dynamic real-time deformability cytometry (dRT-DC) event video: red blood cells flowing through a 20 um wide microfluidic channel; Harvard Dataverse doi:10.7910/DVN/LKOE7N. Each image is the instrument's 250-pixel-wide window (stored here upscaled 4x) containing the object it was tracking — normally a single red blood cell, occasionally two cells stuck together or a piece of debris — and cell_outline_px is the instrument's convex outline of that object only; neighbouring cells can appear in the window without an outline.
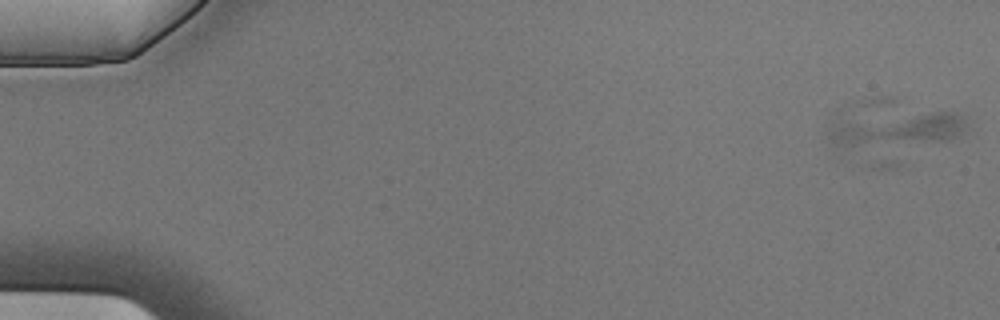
{"species": "Egyptian fruit bat (a non-hibernating species)", "species_latin": "Rousettus aegyptiacus", "temperature_condition": "cold", "stored_images_in_passage": 8, "camera_frame_rate_fps": 3000, "um_per_image_px": 0.085, "animal": {"sex": "male"}, "frame": {"image": 1, "passage_image": 2, "time_ms": 0.333, "image_size_px": [1000, 320], "cell_outline_px": [[968, 128], [960, 140], [856, 144], [836, 144], [828, 140], [828, 120], [836, 108], [844, 104], [848, 104], [960, 112], [964, 116], [968, 124]], "centroid_in_image_um": [75.93, 10.64], "position_along_channel_um": 9.1, "area_um2": 33.58}}